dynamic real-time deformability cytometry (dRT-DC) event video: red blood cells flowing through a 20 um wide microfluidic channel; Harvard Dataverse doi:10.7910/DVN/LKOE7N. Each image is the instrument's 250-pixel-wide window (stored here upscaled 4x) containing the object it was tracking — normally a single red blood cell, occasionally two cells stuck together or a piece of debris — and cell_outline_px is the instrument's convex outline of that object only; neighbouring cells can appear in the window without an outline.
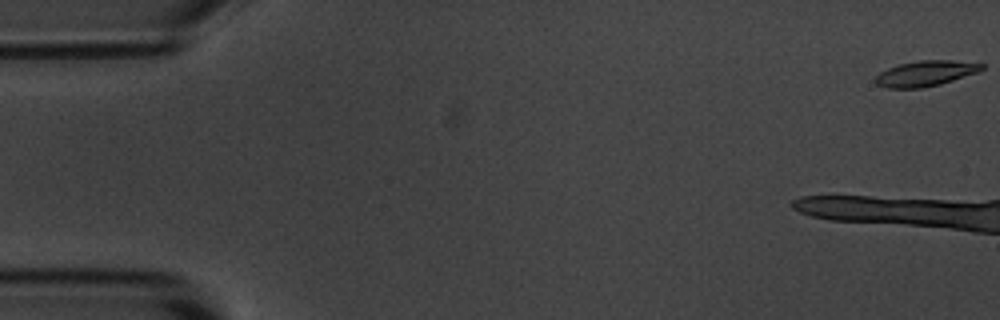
{"species": "common noctule bat (a hibernating species)", "species_latin": "Nyctalus noctula", "temperature_condition": "room temperature", "stored_images_in_passage": 5, "camera_frame_rate_fps": 3000, "um_per_image_px": 0.085, "animal": {"sex": "male", "body_mass_g": 20.1, "forearm_length_mm": 53.5}, "frame": {"image": 1, "passage_image": 1, "time_ms": 0.0, "image_size_px": [1000, 320], "cell_outline_px": [[984, 68], [976, 72], [940, 84], [920, 88], [888, 88], [876, 84], [876, 76], [880, 72], [896, 64], [920, 60], [952, 60], [984, 64]], "centroid_in_image_um": [78.63, 6.23], "position_along_channel_um": 6.4, "area_um2": 15.61}}